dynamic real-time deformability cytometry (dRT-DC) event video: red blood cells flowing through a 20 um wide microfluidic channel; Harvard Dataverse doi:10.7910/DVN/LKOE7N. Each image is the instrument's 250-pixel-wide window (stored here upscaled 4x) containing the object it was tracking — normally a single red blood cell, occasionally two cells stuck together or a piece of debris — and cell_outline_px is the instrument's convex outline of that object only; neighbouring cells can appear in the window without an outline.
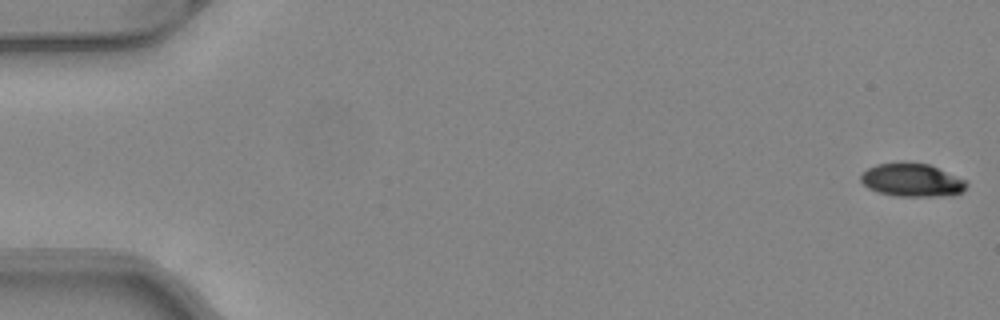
{"species": "common noctule bat (a hibernating species)", "species_latin": "Nyctalus noctula", "temperature_condition": "warm", "stored_images_in_passage": 50, "camera_frame_rate_fps": 3000, "um_per_image_px": 0.085, "animal": {"sex": "female", "body_mass_g": 24.6, "forearm_length_mm": 56.2}, "frame": {"image": 1, "passage_image": 1, "time_ms": 0.0, "image_size_px": [1000, 320], "cell_outline_px": [[968, 184], [960, 192], [952, 196], [896, 196], [876, 192], [868, 188], [860, 180], [860, 176], [868, 168], [876, 164], [900, 160], [904, 160], [928, 164], [964, 180]], "centroid_in_image_um": [77.46, 15.28], "position_along_channel_um": 7.5, "area_um2": 20.69}}
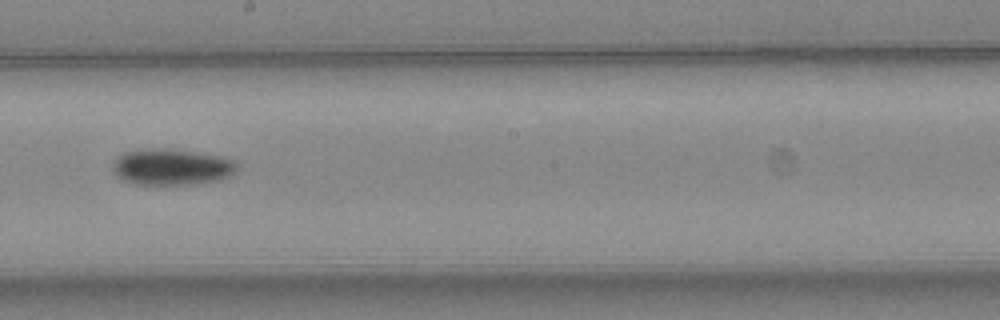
{"frame": {"image": 2, "passage_image": 29, "time_ms": 9.333, "image_size_px": [1000, 320], "cell_outline_px": [[236, 172], [232, 176], [220, 180], [192, 184], [132, 184], [120, 180], [112, 172], [112, 164], [124, 152], [148, 148], [192, 152], [216, 156], [236, 160]], "centroid_in_image_um": [14.56, 14.22], "position_along_channel_um": 233.6, "area_um2": 26.07}}
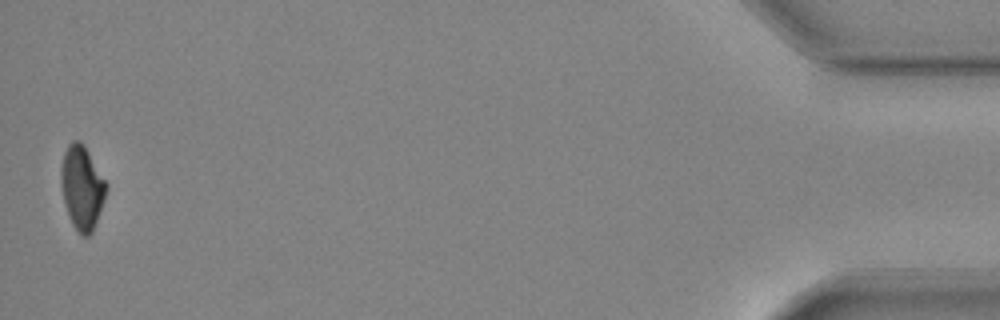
{"frame": {"image": 3, "passage_image": 50, "time_ms": 16.333, "image_size_px": [1000, 320], "cell_outline_px": [[108, 188], [104, 200], [92, 232], [88, 236], [80, 236], [72, 224], [68, 216], [60, 184], [60, 168], [64, 152], [68, 144], [72, 140], [80, 140], [84, 144], [108, 184]], "centroid_in_image_um": [6.96, 15.92], "position_along_channel_um": 428.2, "area_um2": 22.31}, "authors_computed_cell_mechanics": {"area_um2": 23.1778, "velocity_mm_per_s": 4.1204, "shape_relaxation_time_tau1_ms": 3.9215, "shape_relaxation_time_tau2_ms": null, "deformation_change_tau1": 0.1225, "deformation_change_tau2": null}}